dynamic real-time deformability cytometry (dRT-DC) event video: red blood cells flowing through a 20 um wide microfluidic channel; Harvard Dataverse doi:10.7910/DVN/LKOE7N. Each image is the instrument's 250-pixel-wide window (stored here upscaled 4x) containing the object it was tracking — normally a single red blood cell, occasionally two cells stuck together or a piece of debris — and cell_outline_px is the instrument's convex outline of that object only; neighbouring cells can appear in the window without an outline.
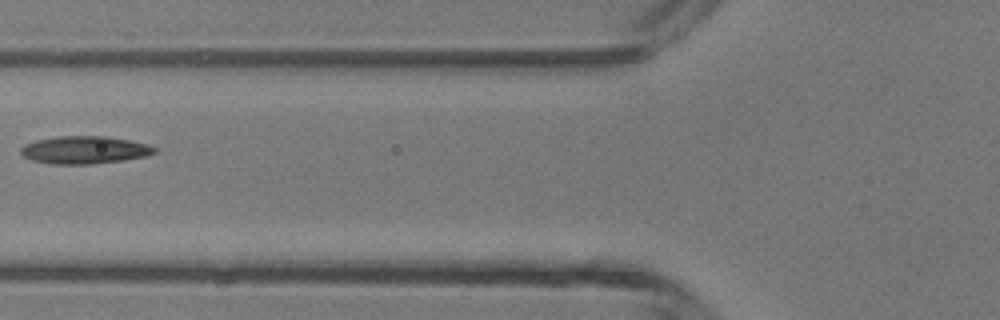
{"species": "common noctule bat (a hibernating species)", "species_latin": "Nyctalus noctula", "temperature_condition": "room temperature", "stored_images_in_passage": 4, "camera_frame_rate_fps": 3000, "um_per_image_px": 0.085, "animal": {"sex": "male", "body_mass_g": 13.3}, "frame": {"image": 1, "passage_image": 4, "time_ms": 3.333, "image_size_px": [1000, 320], "cell_outline_px": [[156, 152], [148, 156], [124, 160], [92, 164], [52, 164], [32, 160], [24, 156], [20, 152], [20, 148], [24, 144], [36, 140], [56, 136], [104, 136], [128, 140], [148, 144], [156, 148]], "centroid_in_image_um": [7.18, 12.74], "position_along_channel_um": 118.6, "area_um2": 21.62}}